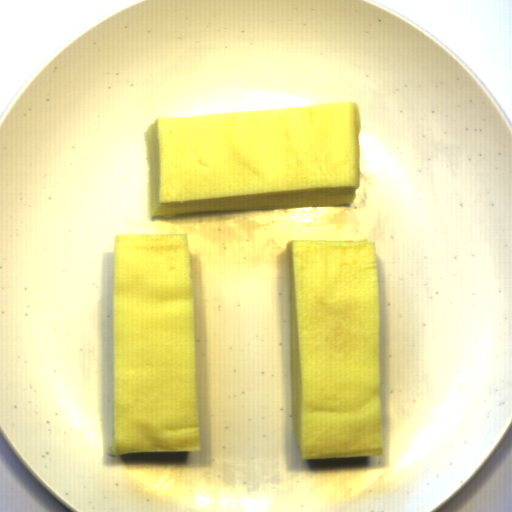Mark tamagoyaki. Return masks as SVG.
Returning a JSON list of instances; mask_svg holds the SVG:
<instances>
[{"mask_svg":"<svg viewBox=\"0 0 512 512\" xmlns=\"http://www.w3.org/2000/svg\"><path fill=\"white\" fill-rule=\"evenodd\" d=\"M290 396L300 460L385 454L379 266L369 239H290Z\"/></svg>","mask_w":512,"mask_h":512,"instance_id":"833754b4","label":"tamagoyaki"},{"mask_svg":"<svg viewBox=\"0 0 512 512\" xmlns=\"http://www.w3.org/2000/svg\"><path fill=\"white\" fill-rule=\"evenodd\" d=\"M188 234H114L107 455L201 452Z\"/></svg>","mask_w":512,"mask_h":512,"instance_id":"9680ed9f","label":"tamagoyaki"},{"mask_svg":"<svg viewBox=\"0 0 512 512\" xmlns=\"http://www.w3.org/2000/svg\"><path fill=\"white\" fill-rule=\"evenodd\" d=\"M361 128L351 100L159 116L143 132L149 216L349 207Z\"/></svg>","mask_w":512,"mask_h":512,"instance_id":"81b7327e","label":"tamagoyaki"}]
</instances>
